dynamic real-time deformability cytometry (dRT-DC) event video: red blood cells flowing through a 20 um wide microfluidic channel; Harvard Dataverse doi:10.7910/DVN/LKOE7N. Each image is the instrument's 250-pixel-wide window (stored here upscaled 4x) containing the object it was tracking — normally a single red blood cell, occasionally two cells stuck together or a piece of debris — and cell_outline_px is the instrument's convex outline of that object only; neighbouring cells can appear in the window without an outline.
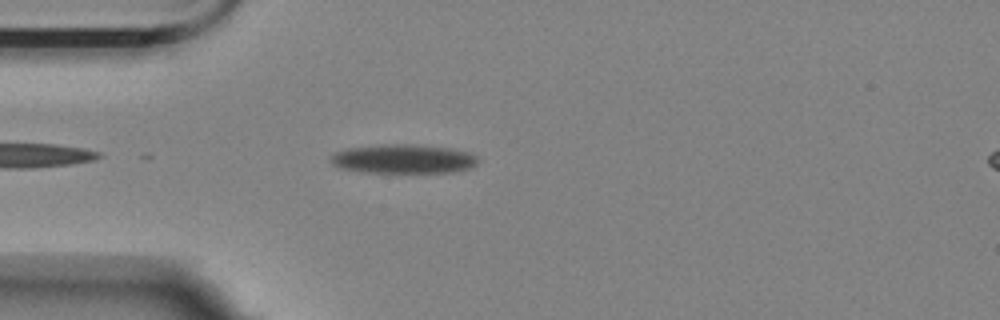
{"species": "Egyptian fruit bat (a non-hibernating species)", "species_latin": "Rousettus aegyptiacus", "temperature_condition": "room temperature", "stored_images_in_passage": 38, "camera_frame_rate_fps": 3000, "um_per_image_px": 0.085, "animal": {"sex": "female"}, "frame": {"image": 1, "passage_image": 4, "time_ms": 1.0, "image_size_px": [1000, 320], "cell_outline_px": [[476, 164], [468, 168], [448, 172], [368, 172], [344, 168], [332, 164], [332, 156], [336, 152], [348, 148], [380, 144], [408, 144], [448, 148], [468, 152], [476, 156]], "centroid_in_image_um": [34.27, 13.49], "position_along_channel_um": 50.7, "area_um2": 24.33}}
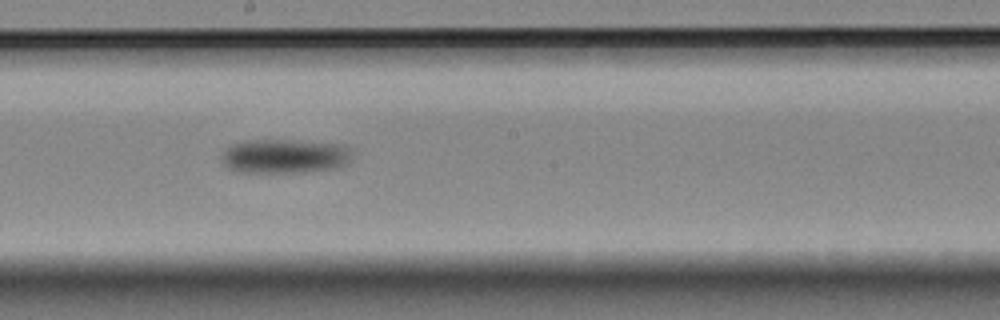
{"frame": {"image": 2, "passage_image": 20, "time_ms": 6.333, "image_size_px": [1000, 320], "cell_outline_px": [[348, 164], [336, 168], [304, 172], [240, 172], [228, 168], [224, 164], [220, 156], [232, 144], [244, 140], [288, 140], [344, 144], [348, 148]], "centroid_in_image_um": [24.16, 13.27], "position_along_channel_um": 224.0, "area_um2": 25.89}}
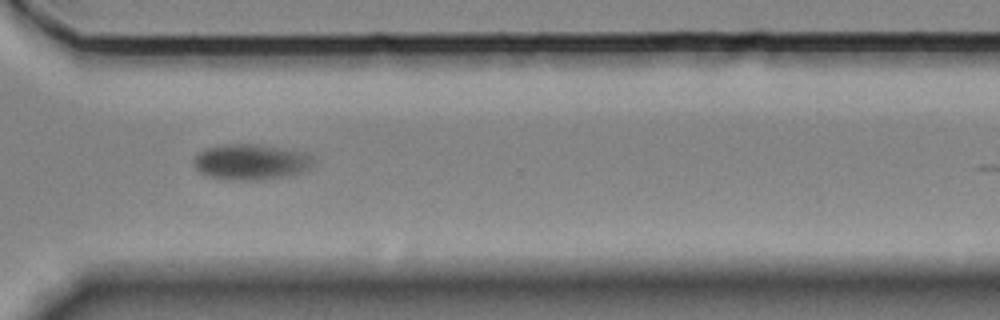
{"frame": {"image": 3, "passage_image": 31, "time_ms": 10.0, "image_size_px": [1000, 320], "cell_outline_px": [[316, 160], [308, 168], [300, 172], [284, 176], [256, 180], [240, 180], [208, 176], [200, 172], [196, 168], [192, 160], [204, 148], [220, 144], [256, 144], [284, 148], [308, 152]], "centroid_in_image_um": [21.34, 13.74], "position_along_channel_um": 349.3, "area_um2": 24.85}, "authors_computed_cell_mechanics": {"area_um2": 25.1141, "velocity_mm_per_s": 3.415, "shape_relaxation_time_tau1_ms": 9.3798, "shape_relaxation_time_tau2_ms": null, "deformation_change_tau1": 0.214, "deformation_change_tau2": null}}